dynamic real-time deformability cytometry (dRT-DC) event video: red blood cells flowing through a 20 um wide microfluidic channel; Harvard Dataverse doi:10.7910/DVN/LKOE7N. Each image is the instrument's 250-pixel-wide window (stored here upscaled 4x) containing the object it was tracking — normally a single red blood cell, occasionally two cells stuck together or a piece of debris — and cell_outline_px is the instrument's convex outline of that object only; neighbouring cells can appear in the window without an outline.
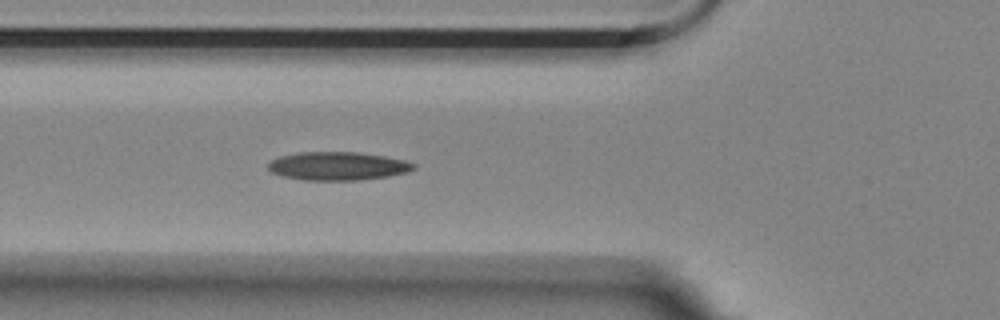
{"species": "Egyptian fruit bat (a non-hibernating species)", "species_latin": "Rousettus aegyptiacus", "temperature_condition": "room temperature", "stored_images_in_passage": 4, "camera_frame_rate_fps": 3000, "um_per_image_px": 0.085, "animal": {"sex": "female"}, "frame": {"image": 1, "passage_image": 4, "time_ms": 1.0, "image_size_px": [1000, 320], "cell_outline_px": [[416, 168], [408, 172], [388, 176], [360, 180], [300, 180], [284, 176], [272, 172], [268, 168], [268, 164], [272, 160], [280, 156], [300, 152], [360, 152], [384, 156], [404, 160], [416, 164]], "centroid_in_image_um": [28.73, 14.11], "position_along_channel_um": 97.1, "area_um2": 24.04}}